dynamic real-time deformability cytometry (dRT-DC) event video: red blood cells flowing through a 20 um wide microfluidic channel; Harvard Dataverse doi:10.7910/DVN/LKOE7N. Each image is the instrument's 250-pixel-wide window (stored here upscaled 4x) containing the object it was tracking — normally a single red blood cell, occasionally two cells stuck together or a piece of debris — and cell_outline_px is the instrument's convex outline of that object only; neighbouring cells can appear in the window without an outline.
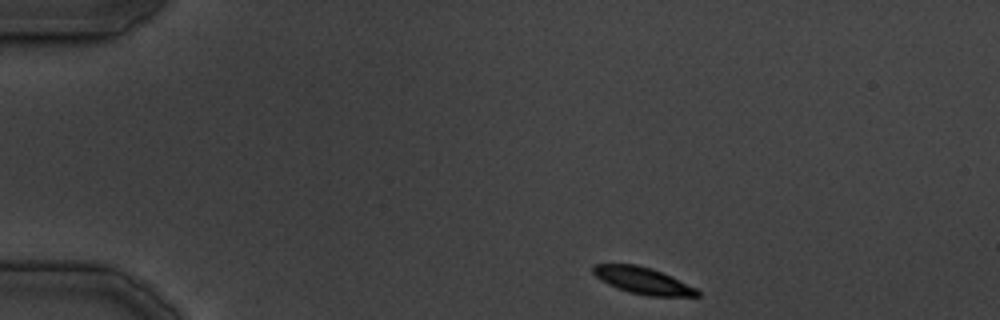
{"species": "common noctule bat (a hibernating species)", "species_latin": "Nyctalus noctula", "temperature_condition": "cold", "stored_images_in_passage": 7, "camera_frame_rate_fps": 3000, "um_per_image_px": 0.085, "animal": {"sex": "male", "body_mass_g": 19.5, "forearm_length_mm": 54.6}, "frame": {"image": 1, "passage_image": 1, "time_ms": 0.0, "image_size_px": [1000, 320], "cell_outline_px": [[700, 296], [648, 296], [628, 292], [616, 288], [600, 280], [592, 272], [592, 264], [636, 264], [652, 268], [672, 276], [696, 288], [700, 292]], "centroid_in_image_um": [54.63, 23.84], "position_along_channel_um": 30.4, "area_um2": 16.36}}